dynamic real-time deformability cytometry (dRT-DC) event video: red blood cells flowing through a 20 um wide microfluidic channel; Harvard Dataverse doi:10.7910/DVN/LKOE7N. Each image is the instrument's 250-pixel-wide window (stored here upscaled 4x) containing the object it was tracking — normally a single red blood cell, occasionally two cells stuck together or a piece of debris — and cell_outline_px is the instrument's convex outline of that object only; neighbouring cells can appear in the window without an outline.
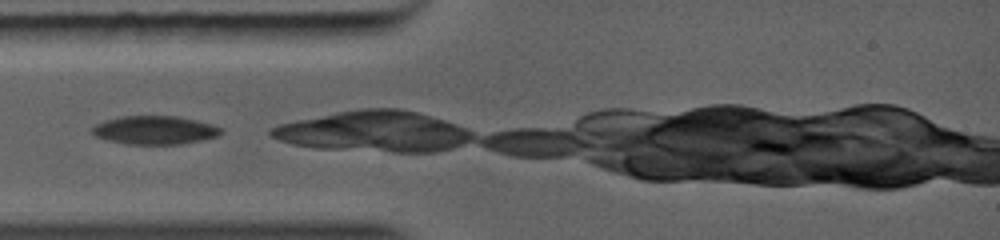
{"species": "common noctule bat (a hibernating species)", "species_latin": "Nyctalus noctula", "temperature_condition": "warm", "stored_images_in_passage": 2, "camera_frame_rate_fps": 5000, "um_per_image_px": 0.085, "animal": {"sex": "female", "body_mass_g": 19.0, "forearm_length_mm": 56.7}, "frame": {"image": 1, "passage_image": 1, "time_ms": 0.0, "image_size_px": [1000, 240], "cell_outline_px": [[224, 132], [220, 136], [184, 144], [124, 144], [108, 140], [96, 136], [88, 128], [104, 120], [120, 116], [176, 116], [196, 120], [212, 124], [220, 128]], "centroid_in_image_um": [13.15, 11.06], "position_along_channel_um": 71.8, "area_um2": 21.62}}